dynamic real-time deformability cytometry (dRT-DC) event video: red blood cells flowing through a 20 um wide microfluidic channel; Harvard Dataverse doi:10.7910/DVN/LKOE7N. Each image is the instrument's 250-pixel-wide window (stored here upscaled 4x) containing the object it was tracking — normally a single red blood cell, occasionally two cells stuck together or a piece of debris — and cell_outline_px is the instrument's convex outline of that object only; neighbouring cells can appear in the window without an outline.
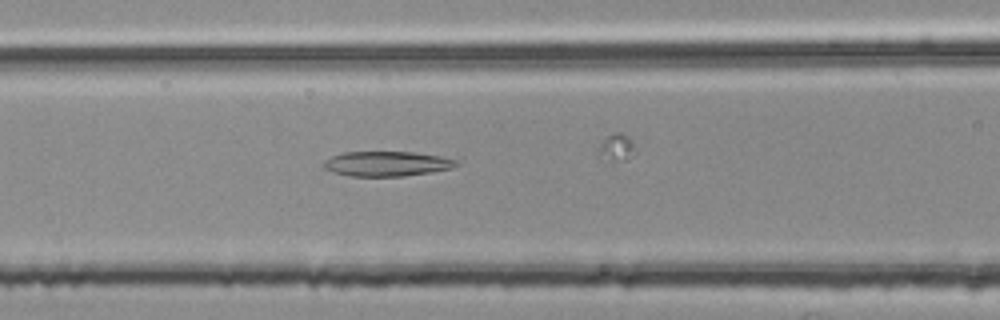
{"species": "common noctule bat (a hibernating species)", "species_latin": "Nyctalus noctula", "temperature_condition": "room temperature", "stored_images_in_passage": 31, "camera_frame_rate_fps": 3000, "um_per_image_px": 0.085, "animal": {"sex": "female", "body_mass_g": 25.1}, "frame": {"image": 1, "passage_image": 5, "time_ms": 1.333, "image_size_px": [1000, 320], "cell_outline_px": [[460, 164], [452, 168], [432, 172], [404, 176], [348, 176], [332, 172], [324, 168], [324, 160], [332, 156], [344, 152], [416, 152], [440, 156], [456, 160]], "centroid_in_image_um": [32.88, 13.92], "position_along_channel_um": 133.7, "area_um2": 19.31}}
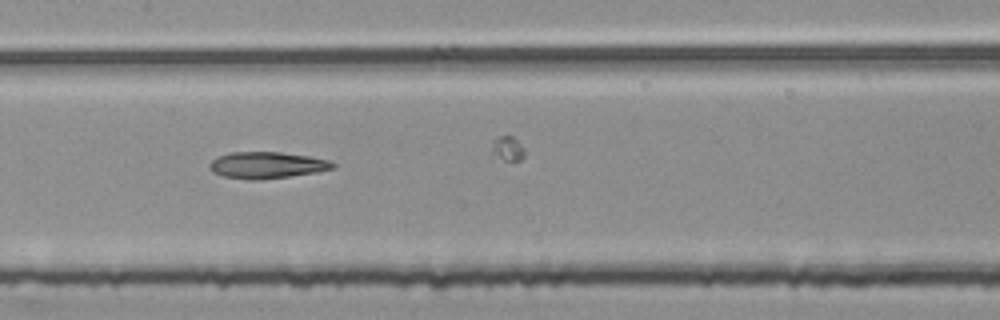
{"frame": {"image": 2, "passage_image": 9, "time_ms": 2.667, "image_size_px": [1000, 320], "cell_outline_px": [[336, 168], [316, 172], [288, 176], [256, 180], [248, 180], [224, 176], [212, 172], [208, 168], [208, 164], [216, 156], [228, 152], [280, 152], [308, 156], [328, 160], [336, 164]], "centroid_in_image_um": [22.64, 14.03], "position_along_channel_um": 184.8, "area_um2": 19.13}}
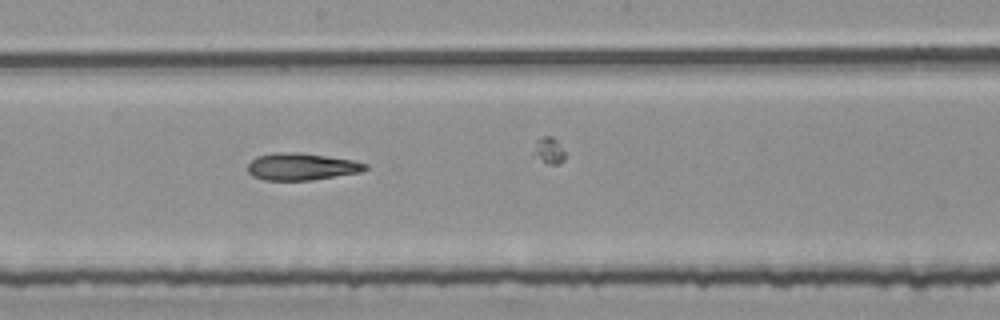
{"frame": {"image": 3, "passage_image": 12, "time_ms": 3.667, "image_size_px": [1000, 320], "cell_outline_px": [[368, 168], [360, 172], [312, 180], [264, 180], [252, 176], [248, 172], [248, 164], [256, 156], [276, 152], [300, 152], [352, 160], [368, 164]], "centroid_in_image_um": [25.61, 14.16], "position_along_channel_um": 222.6, "area_um2": 18.55}, "authors_computed_cell_mechanics": {"area_um2": 18.3226, "velocity_mm_per_s": 3.8082, "shape_relaxation_time_tau1_ms": null, "shape_relaxation_time_tau2_ms": 5.1118, "deformation_change_tau1": null, "deformation_change_tau2": 0.1555}}